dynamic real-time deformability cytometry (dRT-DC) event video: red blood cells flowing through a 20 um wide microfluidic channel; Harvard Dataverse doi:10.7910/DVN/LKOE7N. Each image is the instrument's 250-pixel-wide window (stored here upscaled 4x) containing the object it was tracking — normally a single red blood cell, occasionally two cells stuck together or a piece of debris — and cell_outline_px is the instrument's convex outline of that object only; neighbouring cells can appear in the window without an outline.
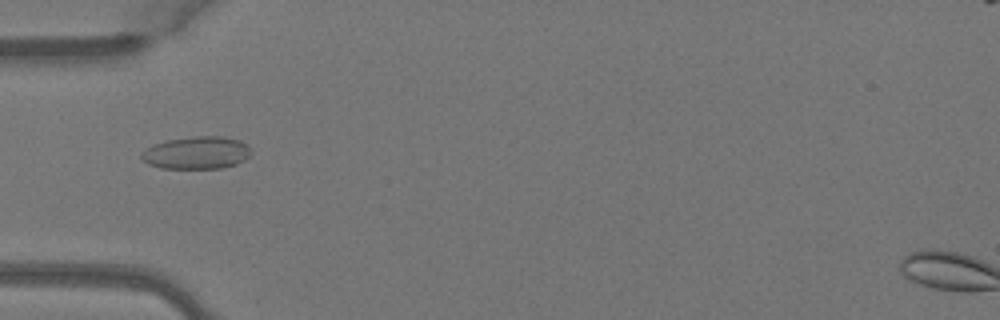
{"species": "Egyptian fruit bat (a non-hibernating species)", "species_latin": "Rousettus aegyptiacus", "temperature_condition": "warm", "stored_images_in_passage": 3, "camera_frame_rate_fps": 3000, "um_per_image_px": 0.085, "animal": {"sex": "female"}, "frame": {"image": 1, "passage_image": 3, "time_ms": 0.667, "image_size_px": [1000, 320], "cell_outline_px": [[252, 152], [244, 160], [236, 164], [220, 168], [160, 168], [148, 164], [140, 156], [152, 144], [168, 140], [192, 136], [224, 136], [240, 140], [248, 144]], "centroid_in_image_um": [16.75, 12.97], "position_along_channel_um": 68.3, "area_um2": 20.81}}